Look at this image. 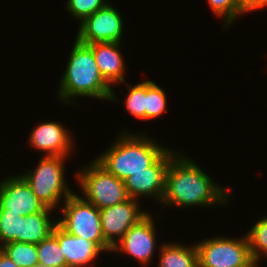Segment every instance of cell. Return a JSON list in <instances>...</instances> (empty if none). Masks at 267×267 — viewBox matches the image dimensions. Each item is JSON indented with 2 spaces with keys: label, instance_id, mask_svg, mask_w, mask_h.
Instances as JSON below:
<instances>
[{
  "label": "cell",
  "instance_id": "obj_1",
  "mask_svg": "<svg viewBox=\"0 0 267 267\" xmlns=\"http://www.w3.org/2000/svg\"><path fill=\"white\" fill-rule=\"evenodd\" d=\"M179 152L168 165L165 191L160 204L168 208L193 206L213 208L216 205L229 204L228 191L231 189L216 184L194 160Z\"/></svg>",
  "mask_w": 267,
  "mask_h": 267
},
{
  "label": "cell",
  "instance_id": "obj_2",
  "mask_svg": "<svg viewBox=\"0 0 267 267\" xmlns=\"http://www.w3.org/2000/svg\"><path fill=\"white\" fill-rule=\"evenodd\" d=\"M66 68L60 78L57 97L66 105H74L76 97H89L116 103L117 95L100 74L92 49L74 39Z\"/></svg>",
  "mask_w": 267,
  "mask_h": 267
},
{
  "label": "cell",
  "instance_id": "obj_3",
  "mask_svg": "<svg viewBox=\"0 0 267 267\" xmlns=\"http://www.w3.org/2000/svg\"><path fill=\"white\" fill-rule=\"evenodd\" d=\"M129 132V133H128ZM143 133V134H142ZM147 133L122 130L115 142L94 160L109 174L124 180L134 173L146 171L168 147L146 136ZM159 143V144H158Z\"/></svg>",
  "mask_w": 267,
  "mask_h": 267
},
{
  "label": "cell",
  "instance_id": "obj_4",
  "mask_svg": "<svg viewBox=\"0 0 267 267\" xmlns=\"http://www.w3.org/2000/svg\"><path fill=\"white\" fill-rule=\"evenodd\" d=\"M63 156H45L37 166L20 175L26 180L35 196L45 207L58 210L62 201L74 192L70 189L65 176V162ZM61 202V203H60Z\"/></svg>",
  "mask_w": 267,
  "mask_h": 267
},
{
  "label": "cell",
  "instance_id": "obj_5",
  "mask_svg": "<svg viewBox=\"0 0 267 267\" xmlns=\"http://www.w3.org/2000/svg\"><path fill=\"white\" fill-rule=\"evenodd\" d=\"M63 203V208L58 210L62 215L57 223L69 234L93 242L105 253H111L112 248L102 234L100 210L75 192Z\"/></svg>",
  "mask_w": 267,
  "mask_h": 267
},
{
  "label": "cell",
  "instance_id": "obj_6",
  "mask_svg": "<svg viewBox=\"0 0 267 267\" xmlns=\"http://www.w3.org/2000/svg\"><path fill=\"white\" fill-rule=\"evenodd\" d=\"M76 182L83 198L94 204L99 210L114 206L128 200L124 181L109 174L95 160H92L81 170L78 169Z\"/></svg>",
  "mask_w": 267,
  "mask_h": 267
},
{
  "label": "cell",
  "instance_id": "obj_7",
  "mask_svg": "<svg viewBox=\"0 0 267 267\" xmlns=\"http://www.w3.org/2000/svg\"><path fill=\"white\" fill-rule=\"evenodd\" d=\"M240 237L232 239L221 235L195 243L198 267H257L250 255L246 234Z\"/></svg>",
  "mask_w": 267,
  "mask_h": 267
},
{
  "label": "cell",
  "instance_id": "obj_8",
  "mask_svg": "<svg viewBox=\"0 0 267 267\" xmlns=\"http://www.w3.org/2000/svg\"><path fill=\"white\" fill-rule=\"evenodd\" d=\"M111 2L79 24L76 39L82 44L117 42L124 37V20Z\"/></svg>",
  "mask_w": 267,
  "mask_h": 267
},
{
  "label": "cell",
  "instance_id": "obj_9",
  "mask_svg": "<svg viewBox=\"0 0 267 267\" xmlns=\"http://www.w3.org/2000/svg\"><path fill=\"white\" fill-rule=\"evenodd\" d=\"M168 148L146 171L134 173L124 179L127 194L132 199L154 198L161 203L165 191V176L170 160L178 151Z\"/></svg>",
  "mask_w": 267,
  "mask_h": 267
},
{
  "label": "cell",
  "instance_id": "obj_10",
  "mask_svg": "<svg viewBox=\"0 0 267 267\" xmlns=\"http://www.w3.org/2000/svg\"><path fill=\"white\" fill-rule=\"evenodd\" d=\"M154 217L150 212L136 225L132 226L125 236L112 248V253L128 254L139 262L140 266L148 267L156 252L158 240Z\"/></svg>",
  "mask_w": 267,
  "mask_h": 267
},
{
  "label": "cell",
  "instance_id": "obj_11",
  "mask_svg": "<svg viewBox=\"0 0 267 267\" xmlns=\"http://www.w3.org/2000/svg\"><path fill=\"white\" fill-rule=\"evenodd\" d=\"M149 212L141 210L139 200H128L111 207L100 209L102 234L105 242L114 248L128 230Z\"/></svg>",
  "mask_w": 267,
  "mask_h": 267
},
{
  "label": "cell",
  "instance_id": "obj_12",
  "mask_svg": "<svg viewBox=\"0 0 267 267\" xmlns=\"http://www.w3.org/2000/svg\"><path fill=\"white\" fill-rule=\"evenodd\" d=\"M45 205L35 196L26 180L12 175L0 181V210L27 216L41 212Z\"/></svg>",
  "mask_w": 267,
  "mask_h": 267
},
{
  "label": "cell",
  "instance_id": "obj_13",
  "mask_svg": "<svg viewBox=\"0 0 267 267\" xmlns=\"http://www.w3.org/2000/svg\"><path fill=\"white\" fill-rule=\"evenodd\" d=\"M29 135V146L36 151L44 152L45 156L70 157L71 152H74L75 144L71 130L69 131L60 121L39 122Z\"/></svg>",
  "mask_w": 267,
  "mask_h": 267
},
{
  "label": "cell",
  "instance_id": "obj_14",
  "mask_svg": "<svg viewBox=\"0 0 267 267\" xmlns=\"http://www.w3.org/2000/svg\"><path fill=\"white\" fill-rule=\"evenodd\" d=\"M52 233L57 237L66 267H92L104 251L93 242L69 234L58 223Z\"/></svg>",
  "mask_w": 267,
  "mask_h": 267
},
{
  "label": "cell",
  "instance_id": "obj_15",
  "mask_svg": "<svg viewBox=\"0 0 267 267\" xmlns=\"http://www.w3.org/2000/svg\"><path fill=\"white\" fill-rule=\"evenodd\" d=\"M94 54L100 74L112 87L125 83L126 67L121 43L104 42L88 45Z\"/></svg>",
  "mask_w": 267,
  "mask_h": 267
},
{
  "label": "cell",
  "instance_id": "obj_16",
  "mask_svg": "<svg viewBox=\"0 0 267 267\" xmlns=\"http://www.w3.org/2000/svg\"><path fill=\"white\" fill-rule=\"evenodd\" d=\"M51 212H54V209L45 207L41 212L20 219V242L39 244L52 234L60 214L55 217Z\"/></svg>",
  "mask_w": 267,
  "mask_h": 267
},
{
  "label": "cell",
  "instance_id": "obj_17",
  "mask_svg": "<svg viewBox=\"0 0 267 267\" xmlns=\"http://www.w3.org/2000/svg\"><path fill=\"white\" fill-rule=\"evenodd\" d=\"M158 267H198V251L194 244L164 242L159 245Z\"/></svg>",
  "mask_w": 267,
  "mask_h": 267
},
{
  "label": "cell",
  "instance_id": "obj_18",
  "mask_svg": "<svg viewBox=\"0 0 267 267\" xmlns=\"http://www.w3.org/2000/svg\"><path fill=\"white\" fill-rule=\"evenodd\" d=\"M245 233H247L246 236L252 260L259 267V262L262 261L261 258L267 257V216L259 219Z\"/></svg>",
  "mask_w": 267,
  "mask_h": 267
},
{
  "label": "cell",
  "instance_id": "obj_19",
  "mask_svg": "<svg viewBox=\"0 0 267 267\" xmlns=\"http://www.w3.org/2000/svg\"><path fill=\"white\" fill-rule=\"evenodd\" d=\"M18 267H35L38 264L36 244L24 242H10L0 247Z\"/></svg>",
  "mask_w": 267,
  "mask_h": 267
},
{
  "label": "cell",
  "instance_id": "obj_20",
  "mask_svg": "<svg viewBox=\"0 0 267 267\" xmlns=\"http://www.w3.org/2000/svg\"><path fill=\"white\" fill-rule=\"evenodd\" d=\"M167 112V96L165 90L152 80H146L145 121L152 120Z\"/></svg>",
  "mask_w": 267,
  "mask_h": 267
},
{
  "label": "cell",
  "instance_id": "obj_21",
  "mask_svg": "<svg viewBox=\"0 0 267 267\" xmlns=\"http://www.w3.org/2000/svg\"><path fill=\"white\" fill-rule=\"evenodd\" d=\"M36 246L39 264H44L47 267H66L65 256L57 237L53 233Z\"/></svg>",
  "mask_w": 267,
  "mask_h": 267
},
{
  "label": "cell",
  "instance_id": "obj_22",
  "mask_svg": "<svg viewBox=\"0 0 267 267\" xmlns=\"http://www.w3.org/2000/svg\"><path fill=\"white\" fill-rule=\"evenodd\" d=\"M126 85L129 91L123 100L125 109L131 116L145 120L146 80L135 85L133 84V86L126 82Z\"/></svg>",
  "mask_w": 267,
  "mask_h": 267
},
{
  "label": "cell",
  "instance_id": "obj_23",
  "mask_svg": "<svg viewBox=\"0 0 267 267\" xmlns=\"http://www.w3.org/2000/svg\"><path fill=\"white\" fill-rule=\"evenodd\" d=\"M23 217L19 213L0 210V247L10 242H20V219Z\"/></svg>",
  "mask_w": 267,
  "mask_h": 267
},
{
  "label": "cell",
  "instance_id": "obj_24",
  "mask_svg": "<svg viewBox=\"0 0 267 267\" xmlns=\"http://www.w3.org/2000/svg\"><path fill=\"white\" fill-rule=\"evenodd\" d=\"M108 0H67L66 8L71 16L82 23L87 17L94 14L108 4Z\"/></svg>",
  "mask_w": 267,
  "mask_h": 267
},
{
  "label": "cell",
  "instance_id": "obj_25",
  "mask_svg": "<svg viewBox=\"0 0 267 267\" xmlns=\"http://www.w3.org/2000/svg\"><path fill=\"white\" fill-rule=\"evenodd\" d=\"M212 14L224 19L226 29L230 27L236 20V1L235 0H208ZM223 17V18H222Z\"/></svg>",
  "mask_w": 267,
  "mask_h": 267
},
{
  "label": "cell",
  "instance_id": "obj_26",
  "mask_svg": "<svg viewBox=\"0 0 267 267\" xmlns=\"http://www.w3.org/2000/svg\"><path fill=\"white\" fill-rule=\"evenodd\" d=\"M236 1V20L241 15L251 12V0H235Z\"/></svg>",
  "mask_w": 267,
  "mask_h": 267
},
{
  "label": "cell",
  "instance_id": "obj_27",
  "mask_svg": "<svg viewBox=\"0 0 267 267\" xmlns=\"http://www.w3.org/2000/svg\"><path fill=\"white\" fill-rule=\"evenodd\" d=\"M0 267H18V266L0 250Z\"/></svg>",
  "mask_w": 267,
  "mask_h": 267
},
{
  "label": "cell",
  "instance_id": "obj_28",
  "mask_svg": "<svg viewBox=\"0 0 267 267\" xmlns=\"http://www.w3.org/2000/svg\"><path fill=\"white\" fill-rule=\"evenodd\" d=\"M267 6V0H251V12L263 9Z\"/></svg>",
  "mask_w": 267,
  "mask_h": 267
},
{
  "label": "cell",
  "instance_id": "obj_29",
  "mask_svg": "<svg viewBox=\"0 0 267 267\" xmlns=\"http://www.w3.org/2000/svg\"><path fill=\"white\" fill-rule=\"evenodd\" d=\"M35 267H47V266H45L44 264H37Z\"/></svg>",
  "mask_w": 267,
  "mask_h": 267
}]
</instances>
